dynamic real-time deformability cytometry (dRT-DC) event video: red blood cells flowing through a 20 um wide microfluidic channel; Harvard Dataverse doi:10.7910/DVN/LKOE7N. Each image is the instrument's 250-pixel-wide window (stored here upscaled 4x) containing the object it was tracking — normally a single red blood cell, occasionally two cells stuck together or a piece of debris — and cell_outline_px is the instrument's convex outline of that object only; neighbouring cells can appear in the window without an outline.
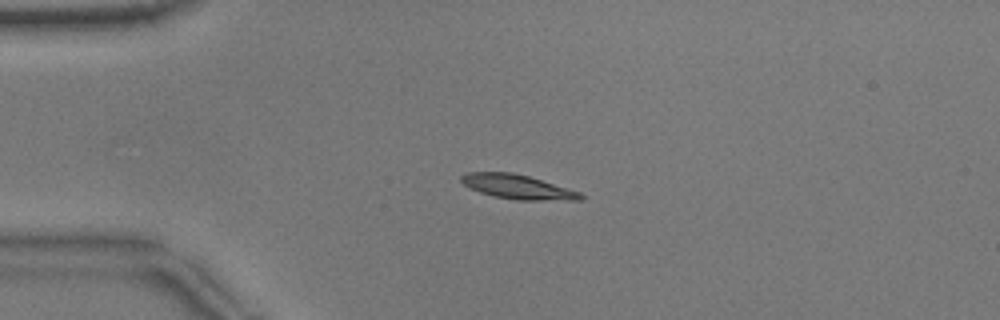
{"species": "common noctule bat (a hibernating species)", "species_latin": "Nyctalus noctula", "temperature_condition": "warm", "stored_images_in_passage": 15, "camera_frame_rate_fps": 3000, "um_per_image_px": 0.085, "animal": {"sex": "male", "body_mass_g": 17.9}, "frame": {"image": 1, "passage_image": 1, "time_ms": 0.0, "image_size_px": [1000, 320], "cell_outline_px": [[584, 196], [580, 200], [516, 200], [492, 196], [480, 192], [464, 184], [460, 180], [460, 176], [468, 172], [512, 172], [528, 176], [580, 192]], "centroid_in_image_um": [43.98, 15.88], "position_along_channel_um": 41.0, "area_um2": 16.76}}
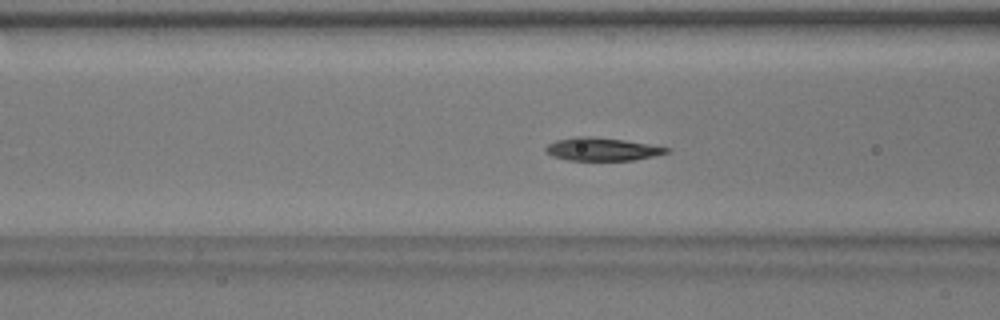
{"frame": {"image": 2, "passage_image": 9, "time_ms": 2.667, "image_size_px": [1000, 320], "cell_outline_px": [[668, 152], [652, 156], [632, 160], [568, 160], [552, 156], [544, 148], [548, 144], [556, 140], [576, 136], [588, 136], [624, 140], [668, 148]], "centroid_in_image_um": [51.1, 12.68], "position_along_channel_um": 115.5, "area_um2": 15.84}}
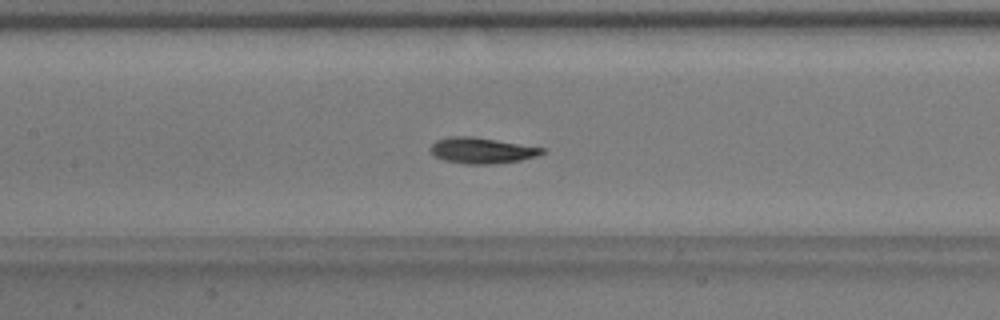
{"frame": {"image": 3, "passage_image": 13, "time_ms": 4.0, "image_size_px": [1000, 320], "cell_outline_px": [[548, 148], [544, 152], [536, 156], [520, 160], [492, 164], [468, 164], [444, 160], [436, 156], [432, 152], [432, 144], [436, 140], [448, 136], [472, 136]], "centroid_in_image_um": [40.99, 12.78], "position_along_channel_um": 166.4, "area_um2": 16.76}}